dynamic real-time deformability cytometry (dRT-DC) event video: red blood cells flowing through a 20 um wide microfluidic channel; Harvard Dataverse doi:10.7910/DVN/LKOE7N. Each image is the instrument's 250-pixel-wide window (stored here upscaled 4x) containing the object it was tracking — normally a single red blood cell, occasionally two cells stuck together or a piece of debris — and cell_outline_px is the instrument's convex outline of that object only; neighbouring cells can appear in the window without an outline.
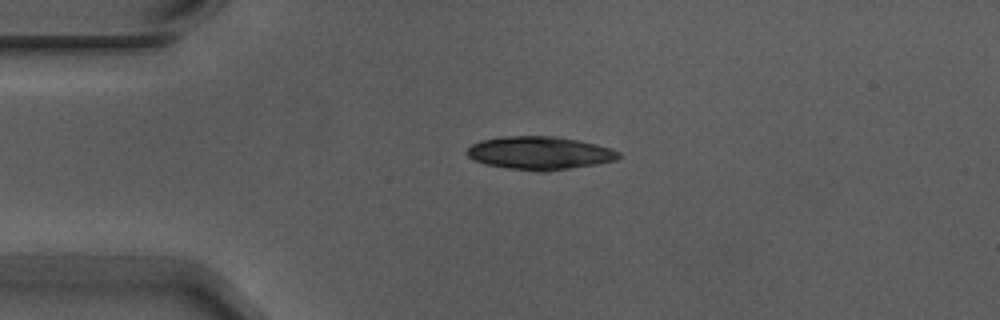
{"species": "Egyptian fruit bat (a non-hibernating species)", "species_latin": "Rousettus aegyptiacus", "temperature_condition": "warm", "stored_images_in_passage": 2, "camera_frame_rate_fps": 3000, "um_per_image_px": 0.085, "animal": {"sex": "male"}, "frame": {"image": 1, "passage_image": 1, "time_ms": 0.0, "image_size_px": [1000, 320], "cell_outline_px": [[620, 156], [616, 160], [596, 164], [548, 172], [540, 172], [508, 168], [484, 164], [468, 156], [464, 152], [472, 144], [480, 140], [504, 136], [552, 136], [576, 140], [596, 144], [612, 148], [620, 152]], "centroid_in_image_um": [45.86, 13.01], "position_along_channel_um": 39.1, "area_um2": 29.36}}